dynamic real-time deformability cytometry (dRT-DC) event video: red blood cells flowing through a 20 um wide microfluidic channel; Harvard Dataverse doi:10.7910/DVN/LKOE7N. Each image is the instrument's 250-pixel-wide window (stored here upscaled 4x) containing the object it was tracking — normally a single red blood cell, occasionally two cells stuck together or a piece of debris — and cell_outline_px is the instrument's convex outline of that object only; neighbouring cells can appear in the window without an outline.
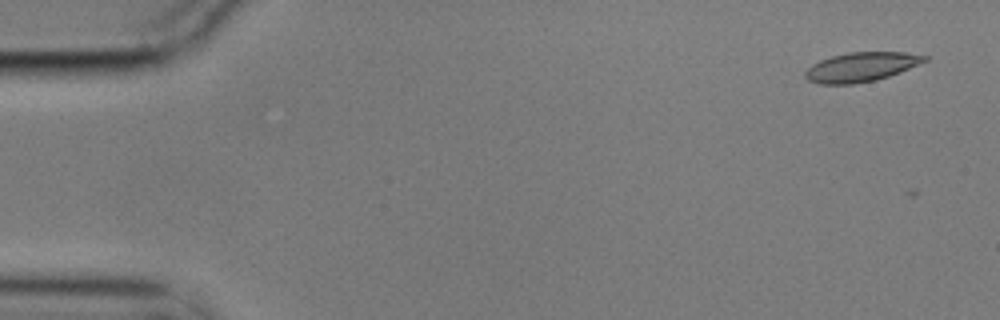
{"species": "common noctule bat (a hibernating species)", "species_latin": "Nyctalus noctula", "temperature_condition": "cold", "stored_images_in_passage": 5, "camera_frame_rate_fps": 3000, "um_per_image_px": 0.085, "animal": {"sex": "male", "body_mass_g": 17.9}, "frame": {"image": 1, "passage_image": 1, "time_ms": 0.0, "image_size_px": [1000, 320], "cell_outline_px": [[928, 60], [900, 72], [876, 80], [852, 84], [820, 84], [808, 80], [804, 76], [804, 72], [812, 64], [820, 60], [832, 56], [848, 52], [904, 52], [928, 56]], "centroid_in_image_um": [73.18, 5.69], "position_along_channel_um": 11.8, "area_um2": 20.35}}
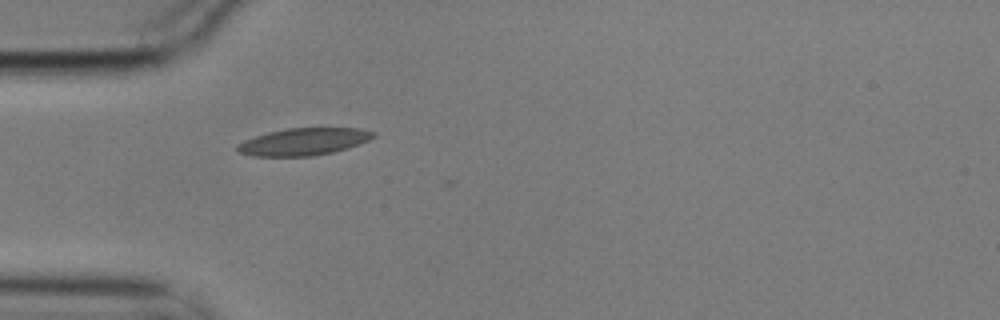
{"frame": {"image": 2, "passage_image": 5, "time_ms": 1.333, "image_size_px": [1000, 320], "cell_outline_px": [[376, 136], [368, 140], [348, 148], [332, 152], [312, 156], [252, 156], [236, 152], [236, 144], [244, 140], [268, 132], [288, 128], [360, 128], [376, 132]], "centroid_in_image_um": [25.79, 12.04], "position_along_channel_um": 59.2, "area_um2": 21.62}}